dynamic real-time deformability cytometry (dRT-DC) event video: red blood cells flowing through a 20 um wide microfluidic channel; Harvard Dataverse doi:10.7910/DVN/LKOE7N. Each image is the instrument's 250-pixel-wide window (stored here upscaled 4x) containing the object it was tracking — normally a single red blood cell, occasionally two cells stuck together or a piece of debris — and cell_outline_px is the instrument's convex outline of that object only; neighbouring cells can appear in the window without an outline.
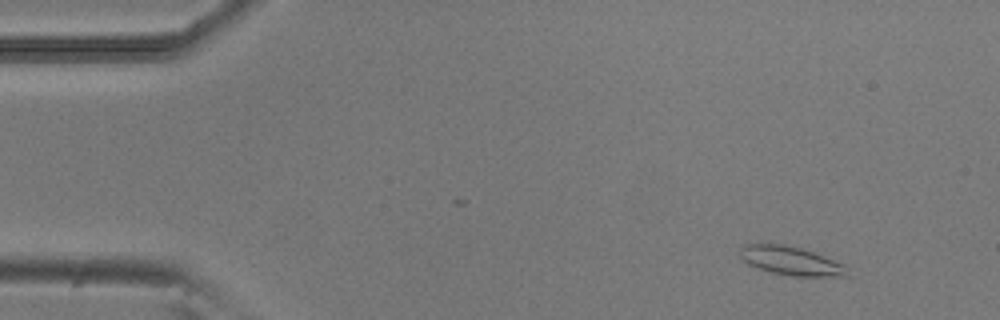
{"species": "common noctule bat (a hibernating species)", "species_latin": "Nyctalus noctula", "temperature_condition": "room temperature", "stored_images_in_passage": 5, "camera_frame_rate_fps": 3000, "um_per_image_px": 0.085, "animal": {"sex": "male", "body_mass_g": 20.5, "forearm_length_mm": 52.5}, "frame": {"image": 1, "passage_image": 2, "time_ms": 0.333, "image_size_px": [1000, 320], "cell_outline_px": [[852, 276], [792, 276], [772, 272], [748, 264], [740, 256], [740, 248], [744, 244], [784, 244], [800, 248], [812, 252], [844, 264]], "centroid_in_image_um": [67.25, 22.17], "position_along_channel_um": 17.7, "area_um2": 17.74}}